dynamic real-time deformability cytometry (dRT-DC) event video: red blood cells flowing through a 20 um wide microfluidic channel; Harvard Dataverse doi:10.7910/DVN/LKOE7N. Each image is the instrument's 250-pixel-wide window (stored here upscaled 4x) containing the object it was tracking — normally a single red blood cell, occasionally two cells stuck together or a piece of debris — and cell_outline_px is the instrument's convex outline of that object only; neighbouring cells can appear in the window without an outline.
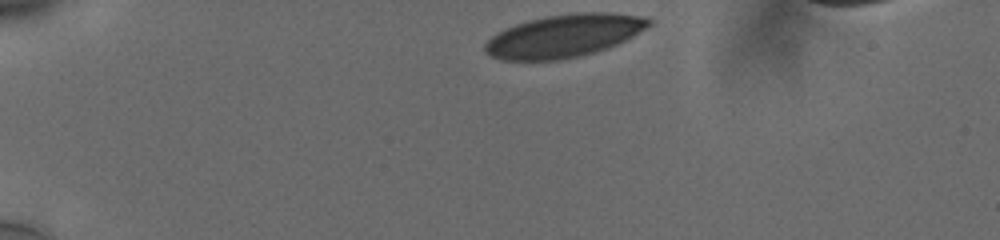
{"species": "human", "species_latin": "Homo sapiens", "temperature_condition": "cold", "stored_images_in_passage": 37, "camera_frame_rate_fps": 3000, "um_per_image_px": 0.085, "donor": {"sex": "male"}, "frame": {"image": 1, "passage_image": 1, "time_ms": 0.0, "image_size_px": [1000, 240], "cell_outline_px": [[652, 24], [632, 36], [608, 48], [596, 52], [560, 60], [500, 60], [484, 52], [484, 44], [496, 32], [504, 28], [528, 20], [544, 16], [580, 12], [608, 12], [648, 16], [652, 20]], "centroid_in_image_um": [47.94, 3.03], "position_along_channel_um": 37.1, "area_um2": 41.1}}
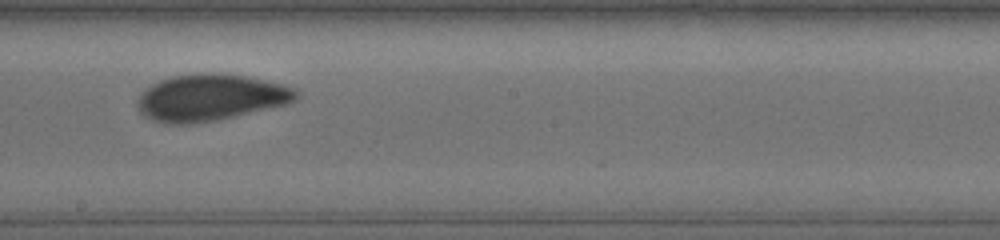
{"frame": {"image": 2, "passage_image": 22, "time_ms": 7.0, "image_size_px": [1000, 240], "cell_outline_px": [[300, 96], [296, 100], [288, 104], [216, 120], [184, 124], [172, 124], [152, 120], [144, 116], [140, 112], [136, 104], [136, 100], [140, 92], [144, 88], [160, 80], [172, 76], [204, 72], [216, 72], [244, 76], [284, 84], [296, 88], [300, 92]], "centroid_in_image_um": [17.89, 8.28], "position_along_channel_um": 230.3, "area_um2": 43.47}}
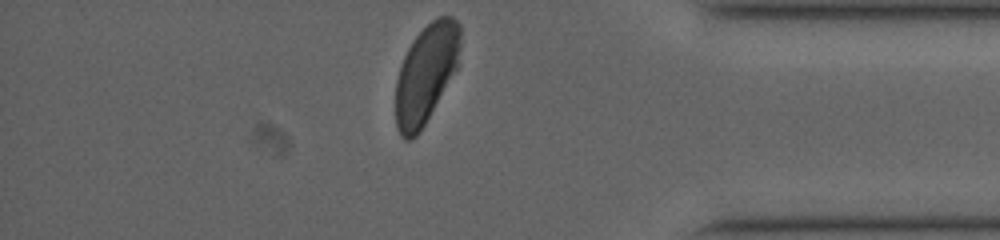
{"frame": {"image": 3, "passage_image": 37, "time_ms": 12.0, "image_size_px": [1000, 240], "cell_outline_px": [[460, 64], [420, 132], [412, 140], [404, 140], [400, 136], [396, 128], [396, 80], [404, 56], [412, 40], [436, 16], [452, 16], [460, 24]], "centroid_in_image_um": [36.23, 6.28], "position_along_channel_um": 399.0, "area_um2": 37.51}, "authors_computed_cell_mechanics": {"area_um2": 42.0206, "velocity_mm_per_s": 3.7431, "shape_relaxation_time_tau1_ms": 4.9946, "shape_relaxation_time_tau2_ms": 0.9157, "deformation_change_tau1": 0.1336, "deformation_change_tau2": 0.0459}}